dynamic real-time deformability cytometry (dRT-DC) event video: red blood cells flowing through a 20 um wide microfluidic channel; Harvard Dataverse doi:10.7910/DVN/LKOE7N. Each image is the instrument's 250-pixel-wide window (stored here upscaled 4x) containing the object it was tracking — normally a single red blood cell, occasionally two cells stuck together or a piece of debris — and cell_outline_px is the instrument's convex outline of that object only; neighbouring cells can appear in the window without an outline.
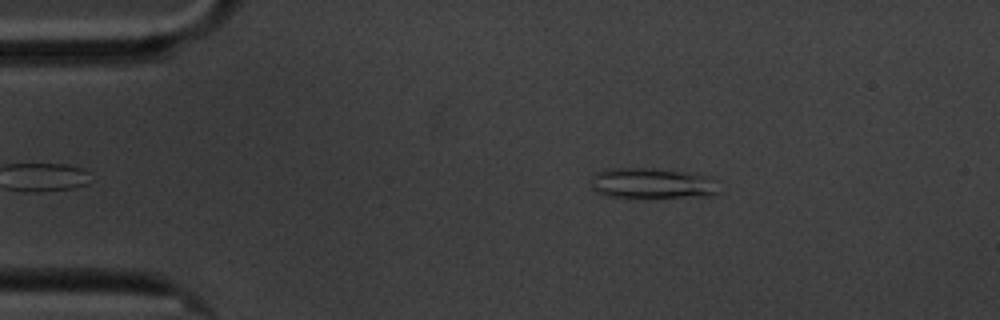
{"species": "common noctule bat (a hibernating species)", "species_latin": "Nyctalus noctula", "temperature_condition": "cold", "stored_images_in_passage": 42, "camera_frame_rate_fps": 3000, "um_per_image_px": 0.085, "animal": {"sex": "male", "body_mass_g": 20.1, "forearm_length_mm": 53.5}, "frame": {"image": 1, "passage_image": 2, "time_ms": 0.333, "image_size_px": [1000, 320], "cell_outline_px": [[720, 192], [716, 196], [628, 200], [604, 196], [596, 192], [592, 188], [592, 176], [596, 172], [604, 168], [652, 168], [696, 172], [704, 176]], "centroid_in_image_um": [55.35, 15.63], "position_along_channel_um": 29.7, "area_um2": 24.04}}
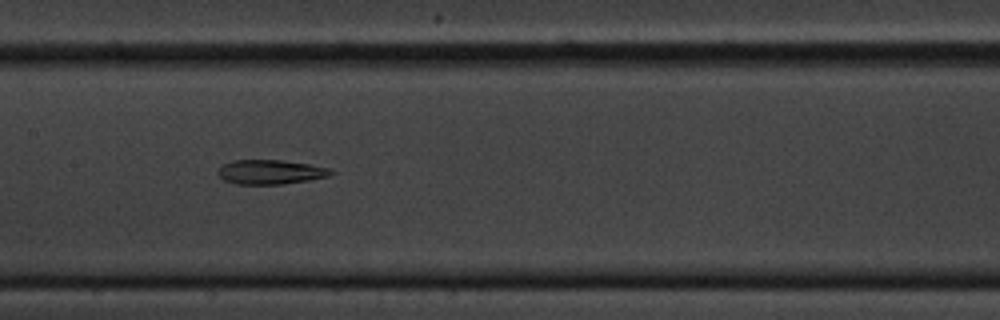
{"frame": {"image": 2, "passage_image": 20, "time_ms": 6.333, "image_size_px": [1000, 320], "cell_outline_px": [[336, 172], [328, 176], [312, 180], [284, 184], [236, 184], [224, 180], [216, 172], [220, 164], [232, 160], [284, 160], [308, 164], [328, 168]], "centroid_in_image_um": [22.96, 14.62], "position_along_channel_um": 184.4, "area_um2": 16.3}}
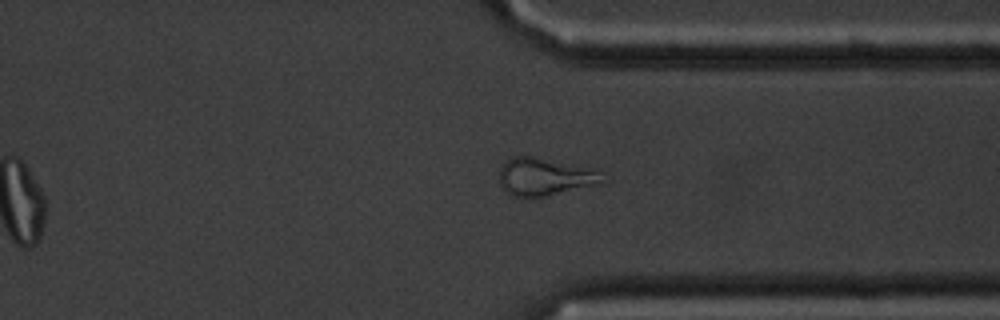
{"frame": {"image": 3, "passage_image": 36, "time_ms": 11.667, "image_size_px": [1000, 320], "cell_outline_px": [[604, 184], [532, 200], [512, 196], [500, 184], [500, 168], [512, 156], [532, 156], [596, 172], [604, 180]], "centroid_in_image_um": [46.23, 15.11], "position_along_channel_um": 365.2, "area_um2": 22.37}, "authors_computed_cell_mechanics": {"area_um2": 16.9354, "velocity_mm_per_s": 3.404, "shape_relaxation_time_tau1_ms": null, "shape_relaxation_time_tau2_ms": 5.7426, "deformation_change_tau1": null, "deformation_change_tau2": 0.1617}}